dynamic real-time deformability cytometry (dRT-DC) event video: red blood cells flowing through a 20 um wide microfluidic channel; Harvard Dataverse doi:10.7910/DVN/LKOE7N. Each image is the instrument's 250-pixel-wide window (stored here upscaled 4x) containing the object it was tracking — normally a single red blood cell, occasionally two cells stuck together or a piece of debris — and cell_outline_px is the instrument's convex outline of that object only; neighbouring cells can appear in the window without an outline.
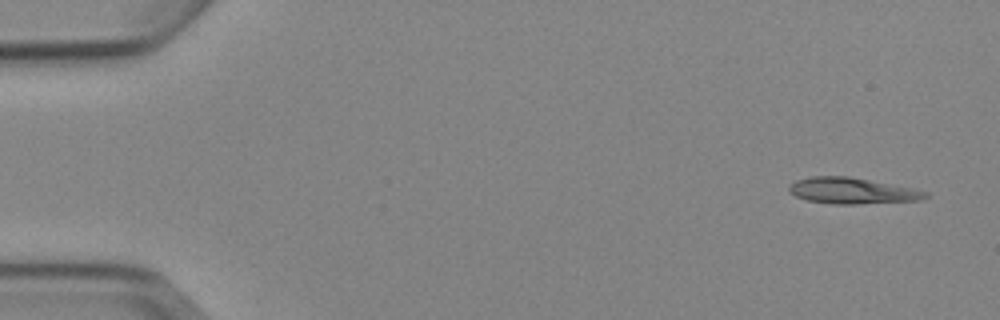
{"species": "Egyptian fruit bat (a non-hibernating species)", "species_latin": "Rousettus aegyptiacus", "temperature_condition": "cold", "stored_images_in_passage": 7, "camera_frame_rate_fps": 3000, "um_per_image_px": 0.085, "animal": {"sex": "female"}, "frame": {"image": 1, "passage_image": 1, "time_ms": 0.0, "image_size_px": [1000, 320], "cell_outline_px": [[928, 196], [920, 200], [856, 204], [832, 204], [808, 200], [796, 196], [788, 192], [788, 188], [796, 180], [812, 176], [848, 176], [912, 188], [928, 192]], "centroid_in_image_um": [72.41, 16.21], "position_along_channel_um": 12.6, "area_um2": 20.52}}
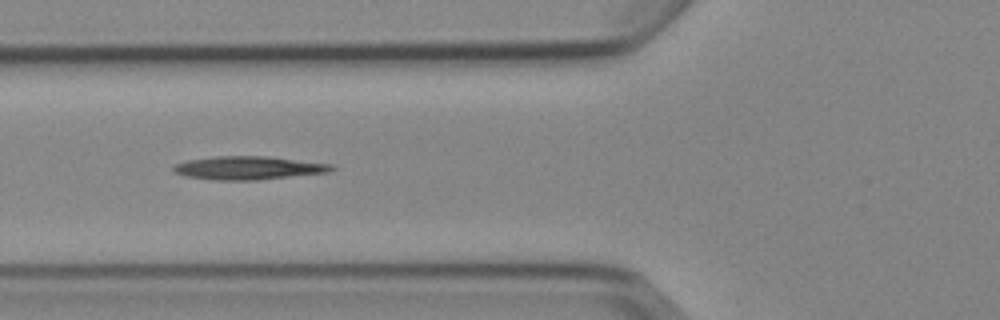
{"frame": {"image": 2, "passage_image": 6, "time_ms": 5.667, "image_size_px": [1000, 320], "cell_outline_px": [[336, 168], [328, 172], [256, 180], [212, 180], [184, 176], [172, 172], [172, 168], [176, 164], [188, 160], [216, 156], [268, 156], [332, 164]], "centroid_in_image_um": [21.08, 14.27], "position_along_channel_um": 104.7, "area_um2": 21.5}}
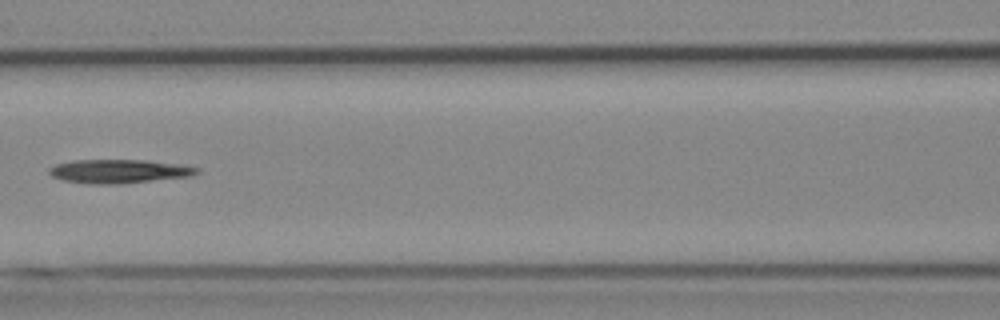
{"frame": {"image": 3, "passage_image": 7, "time_ms": 7.0, "image_size_px": [1000, 320], "cell_outline_px": [[200, 172], [192, 176], [120, 184], [84, 184], [64, 180], [52, 176], [48, 172], [48, 168], [56, 164], [72, 160], [148, 160], [180, 164], [200, 168]], "centroid_in_image_um": [10.12, 14.56], "position_along_channel_um": 156.5, "area_um2": 20.69}}